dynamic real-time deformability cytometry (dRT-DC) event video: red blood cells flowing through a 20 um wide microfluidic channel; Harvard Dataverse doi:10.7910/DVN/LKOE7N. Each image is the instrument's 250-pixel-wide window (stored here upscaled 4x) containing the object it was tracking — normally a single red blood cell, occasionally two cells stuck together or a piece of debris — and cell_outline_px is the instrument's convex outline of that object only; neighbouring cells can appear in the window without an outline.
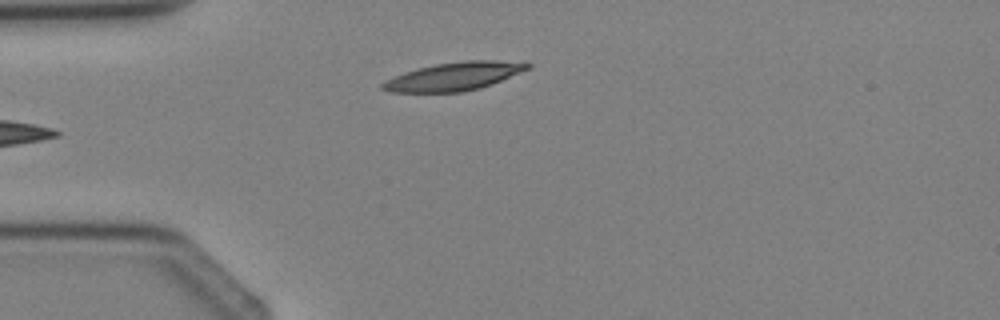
{"species": "Egyptian fruit bat (a non-hibernating species)", "species_latin": "Rousettus aegyptiacus", "temperature_condition": "cold", "stored_images_in_passage": 2, "camera_frame_rate_fps": 3000, "um_per_image_px": 0.085, "animal": {"sex": "female"}, "frame": {"image": 1, "passage_image": 2, "time_ms": 2.333, "image_size_px": [1000, 320], "cell_outline_px": [[532, 68], [492, 84], [480, 88], [460, 92], [392, 92], [380, 88], [380, 84], [384, 80], [404, 72], [436, 64], [464, 60], [528, 60], [532, 64]], "centroid_in_image_um": [38.69, 6.47], "position_along_channel_um": 46.3, "area_um2": 24.28}}